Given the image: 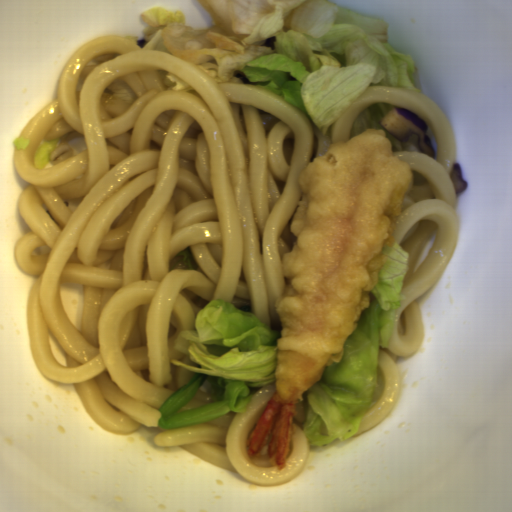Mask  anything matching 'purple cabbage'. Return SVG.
I'll return each mask as SVG.
<instances>
[{"label":"purple cabbage","mask_w":512,"mask_h":512,"mask_svg":"<svg viewBox=\"0 0 512 512\" xmlns=\"http://www.w3.org/2000/svg\"><path fill=\"white\" fill-rule=\"evenodd\" d=\"M380 124L398 140H407L409 136H414L419 151L436 159L432 140L427 136L428 126L424 118L404 107H394L381 119Z\"/></svg>","instance_id":"c1f60e8f"},{"label":"purple cabbage","mask_w":512,"mask_h":512,"mask_svg":"<svg viewBox=\"0 0 512 512\" xmlns=\"http://www.w3.org/2000/svg\"><path fill=\"white\" fill-rule=\"evenodd\" d=\"M449 176L454 186L456 197L461 195L469 186L467 180L462 177V167L460 164L452 163Z\"/></svg>","instance_id":"ea28d5fd"}]
</instances>
